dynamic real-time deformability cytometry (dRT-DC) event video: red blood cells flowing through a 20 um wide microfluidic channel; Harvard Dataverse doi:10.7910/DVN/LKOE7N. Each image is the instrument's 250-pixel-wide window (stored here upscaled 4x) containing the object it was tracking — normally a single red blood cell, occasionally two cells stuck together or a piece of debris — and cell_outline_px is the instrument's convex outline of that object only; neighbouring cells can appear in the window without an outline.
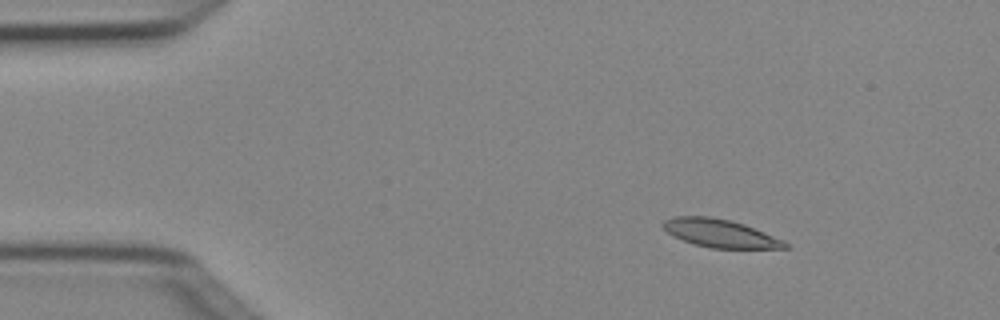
{"species": "Egyptian fruit bat (a non-hibernating species)", "species_latin": "Rousettus aegyptiacus", "temperature_condition": "cold", "stored_images_in_passage": 3, "camera_frame_rate_fps": 3000, "um_per_image_px": 0.085, "animal": {"sex": "female"}, "frame": {"image": 1, "passage_image": 1, "time_ms": 0.0, "image_size_px": [1000, 320], "cell_outline_px": [[788, 248], [712, 248], [696, 244], [672, 236], [660, 224], [664, 220], [676, 216], [708, 216], [732, 220], [744, 224], [784, 240], [788, 244]], "centroid_in_image_um": [61.2, 19.82], "position_along_channel_um": 23.8, "area_um2": 19.83}}
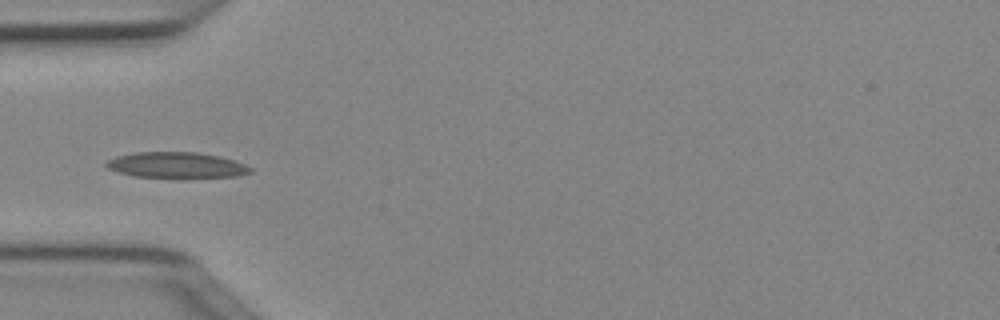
{"frame": {"image": 2, "passage_image": 3, "time_ms": 0.667, "image_size_px": [1000, 320], "cell_outline_px": [[252, 172], [240, 176], [136, 176], [116, 172], [108, 168], [104, 164], [108, 160], [116, 156], [136, 152], [196, 152], [220, 156], [244, 164], [252, 168]], "centroid_in_image_um": [14.97, 14.01], "position_along_channel_um": 70.0, "area_um2": 21.1}}